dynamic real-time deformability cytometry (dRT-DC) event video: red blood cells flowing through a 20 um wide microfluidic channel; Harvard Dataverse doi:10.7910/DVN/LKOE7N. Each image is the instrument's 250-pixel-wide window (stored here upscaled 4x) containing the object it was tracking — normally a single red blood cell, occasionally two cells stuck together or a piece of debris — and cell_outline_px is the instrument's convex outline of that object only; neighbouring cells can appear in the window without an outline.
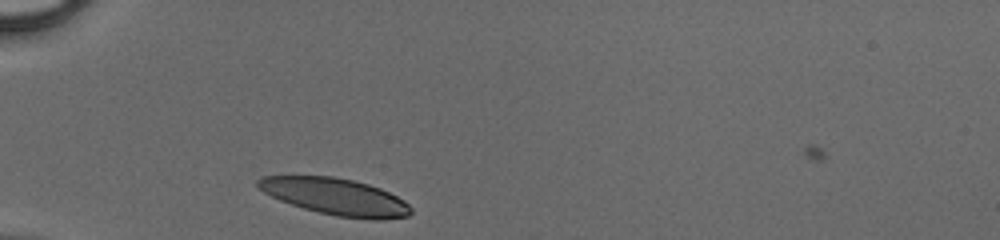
{"species": "human", "species_latin": "Homo sapiens", "temperature_condition": "cold", "stored_images_in_passage": 27, "camera_frame_rate_fps": 3000, "um_per_image_px": 0.085, "donor": {"sex": "male"}, "frame": {"image": 1, "passage_image": 1, "time_ms": 0.0, "image_size_px": [1000, 240], "cell_outline_px": [[412, 212], [408, 216], [380, 220], [372, 220], [336, 216], [304, 208], [280, 200], [264, 192], [256, 184], [256, 180], [260, 176], [332, 176], [352, 180], [368, 184], [380, 188], [404, 200], [412, 208]], "centroid_in_image_um": [28.54, 16.71], "position_along_channel_um": 56.5, "area_um2": 32.6}}
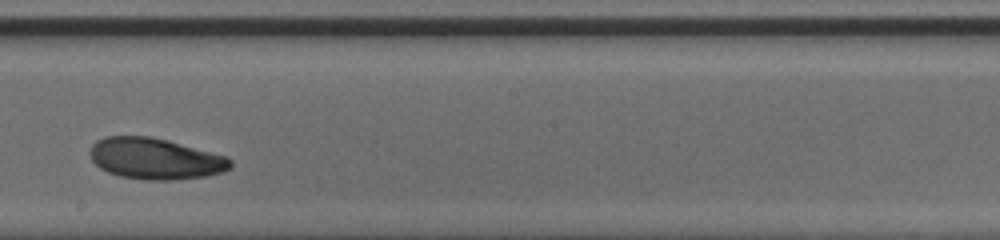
{"frame": {"image": 2, "passage_image": 15, "time_ms": 4.667, "image_size_px": [1000, 240], "cell_outline_px": [[232, 168], [224, 172], [208, 176], [172, 180], [144, 180], [120, 176], [108, 172], [100, 168], [92, 160], [88, 152], [92, 144], [96, 140], [104, 136], [148, 136], [168, 140], [224, 156], [232, 160]], "centroid_in_image_um": [13.17, 13.49], "position_along_channel_um": 235.0, "area_um2": 33.87}}
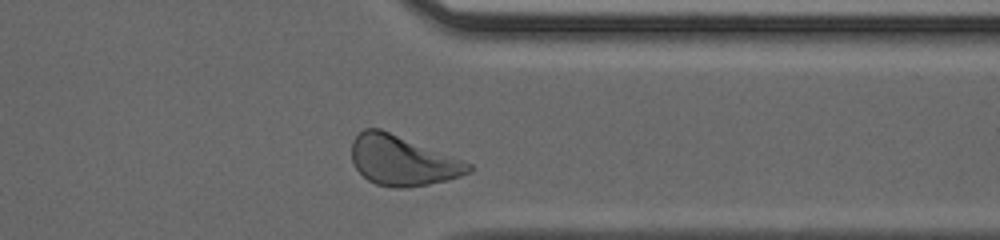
{"frame": {"image": 3, "passage_image": 25, "time_ms": 8.0, "image_size_px": [1000, 240], "cell_outline_px": [[472, 172], [448, 180], [408, 188], [396, 188], [376, 184], [368, 180], [356, 168], [352, 160], [352, 140], [364, 128], [380, 128], [464, 160], [472, 164]], "centroid_in_image_um": [34.22, 13.65], "position_along_channel_um": 377.2, "area_um2": 34.04}}